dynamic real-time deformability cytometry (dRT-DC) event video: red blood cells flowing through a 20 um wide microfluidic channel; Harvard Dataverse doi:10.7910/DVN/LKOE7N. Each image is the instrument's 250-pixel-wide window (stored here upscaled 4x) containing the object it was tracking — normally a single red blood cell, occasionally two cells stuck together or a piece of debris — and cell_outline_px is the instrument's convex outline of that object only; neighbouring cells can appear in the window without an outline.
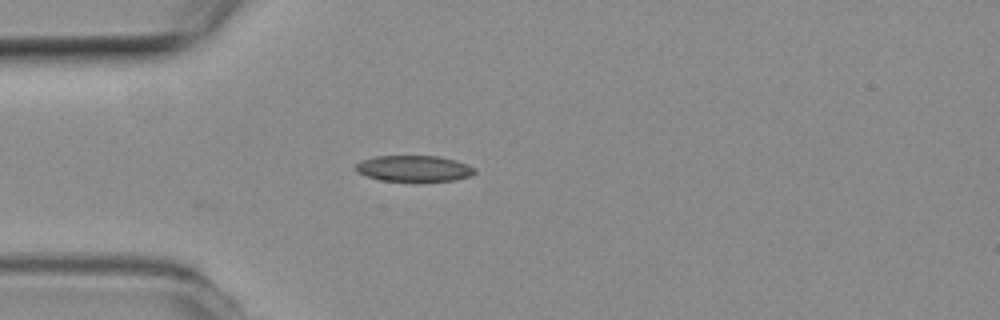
{"species": "common noctule bat (a hibernating species)", "species_latin": "Nyctalus noctula", "temperature_condition": "room temperature", "stored_images_in_passage": 29, "camera_frame_rate_fps": 3000, "um_per_image_px": 0.085, "animal": {"sex": "female", "body_mass_g": 19.3, "forearm_length_mm": 54.1}, "frame": {"image": 1, "passage_image": 1, "time_ms": 0.0, "image_size_px": [1000, 320], "cell_outline_px": [[476, 172], [468, 176], [452, 180], [380, 180], [368, 176], [360, 172], [356, 168], [356, 164], [360, 160], [376, 156], [440, 156], [456, 160], [468, 164], [476, 168]], "centroid_in_image_um": [35.21, 14.29], "position_along_channel_um": 49.8, "area_um2": 17.69}}
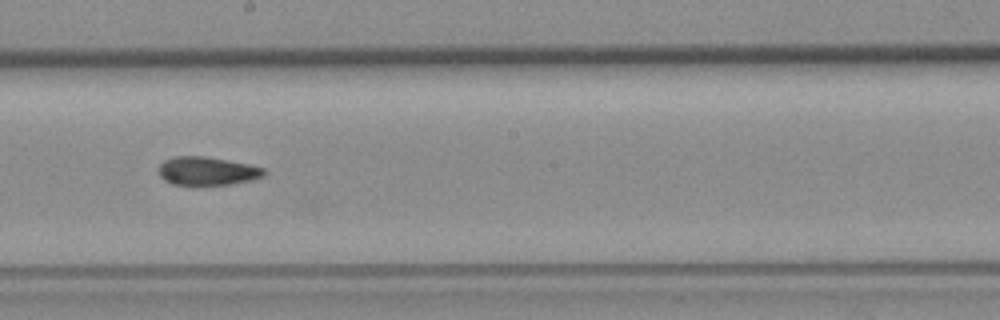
{"frame": {"image": 2, "passage_image": 16, "time_ms": 5.0, "image_size_px": [1000, 320], "cell_outline_px": [[264, 176], [252, 180], [232, 184], [172, 184], [164, 180], [160, 176], [160, 164], [164, 160], [176, 156], [204, 156], [228, 160], [248, 164], [264, 168]], "centroid_in_image_um": [17.62, 14.53], "position_along_channel_um": 230.6, "area_um2": 17.22}}
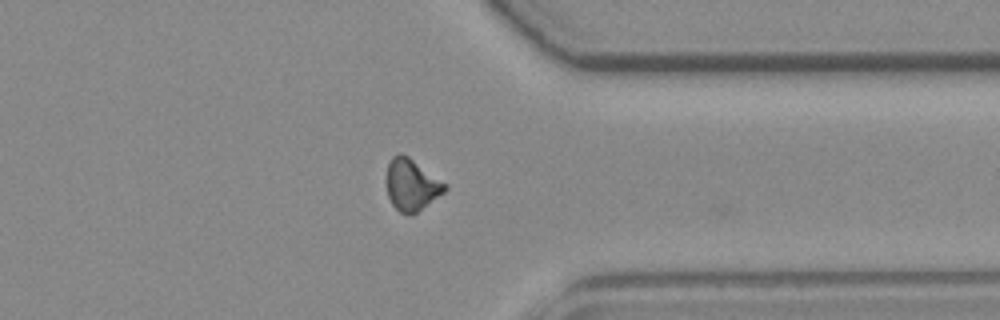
{"frame": {"image": 3, "passage_image": 28, "time_ms": 9.0, "image_size_px": [1000, 320], "cell_outline_px": [[448, 188], [444, 192], [416, 212], [400, 212], [392, 204], [388, 196], [388, 164], [392, 156], [400, 152], [408, 156], [448, 184]], "centroid_in_image_um": [35.01, 15.66], "position_along_channel_um": 376.4, "area_um2": 17.11}}